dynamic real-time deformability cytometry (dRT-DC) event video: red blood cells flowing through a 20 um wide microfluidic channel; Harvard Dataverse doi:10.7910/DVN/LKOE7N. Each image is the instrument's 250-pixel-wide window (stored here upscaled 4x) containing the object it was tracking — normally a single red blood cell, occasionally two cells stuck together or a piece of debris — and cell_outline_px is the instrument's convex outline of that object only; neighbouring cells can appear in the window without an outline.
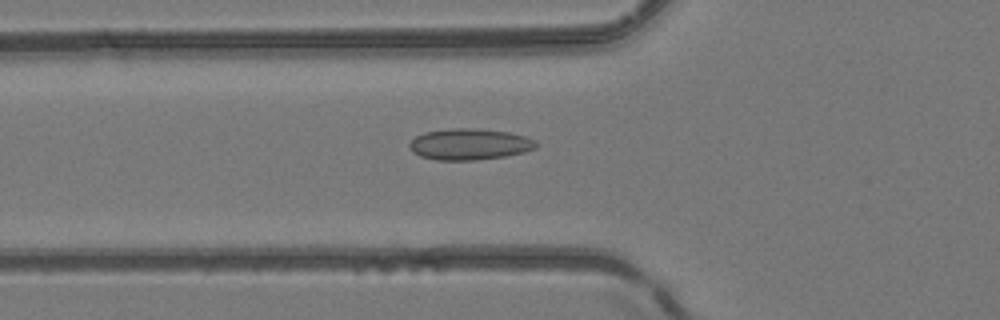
{"species": "common noctule bat (a hibernating species)", "species_latin": "Nyctalus noctula", "temperature_condition": "room temperature", "stored_images_in_passage": 46, "camera_frame_rate_fps": 3000, "um_per_image_px": 0.085, "animal": {"sex": "female", "body_mass_g": 24.6, "forearm_length_mm": 56.2}, "frame": {"image": 1, "passage_image": 14, "time_ms": 4.333, "image_size_px": [1000, 320], "cell_outline_px": [[536, 148], [524, 152], [504, 156], [476, 160], [436, 160], [420, 156], [412, 152], [408, 144], [416, 136], [424, 132], [448, 128], [476, 128], [508, 132], [524, 136], [536, 140]], "centroid_in_image_um": [39.88, 12.25], "position_along_channel_um": 85.9, "area_um2": 23.12}}
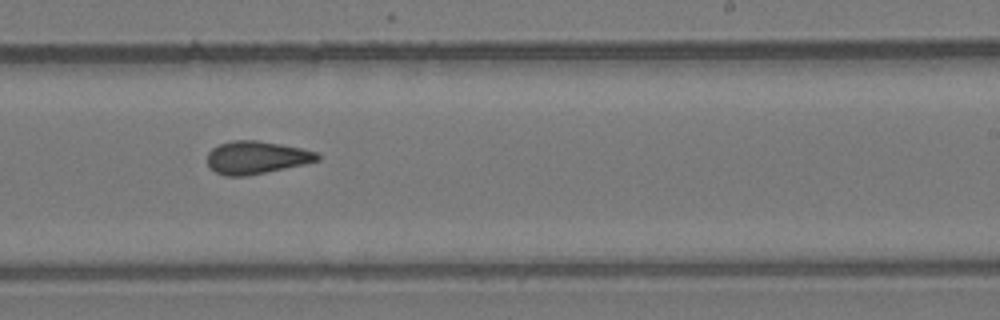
{"frame": {"image": 2, "passage_image": 27, "time_ms": 8.667, "image_size_px": [1000, 320], "cell_outline_px": [[320, 160], [304, 164], [248, 176], [224, 176], [216, 172], [208, 164], [208, 152], [212, 148], [220, 144], [232, 140], [256, 140], [280, 144], [300, 148], [316, 152], [320, 156]], "centroid_in_image_um": [21.79, 13.39], "position_along_channel_um": 267.2, "area_um2": 20.92}}
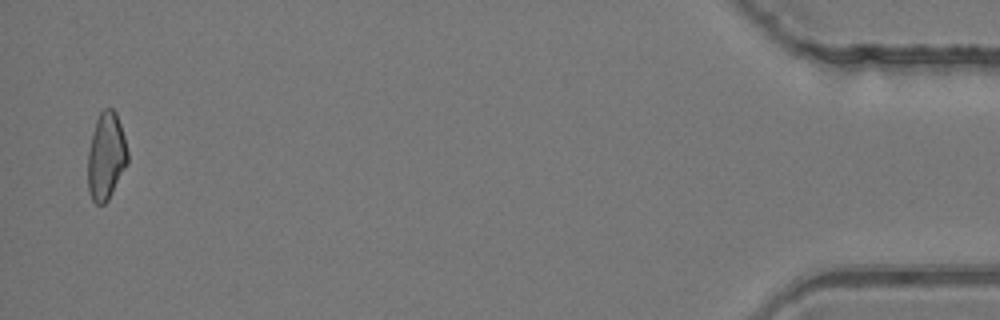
{"frame": {"image": 3, "passage_image": 45, "time_ms": 14.667, "image_size_px": [1000, 320], "cell_outline_px": [[128, 164], [108, 200], [104, 204], [96, 204], [92, 200], [88, 192], [88, 152], [92, 132], [96, 120], [100, 112], [104, 108], [112, 108], [116, 112], [124, 136], [128, 152]], "centroid_in_image_um": [9.02, 13.29], "position_along_channel_um": 426.2, "area_um2": 20.4}, "authors_computed_cell_mechanics": {"area_um2": 20.9236, "velocity_mm_per_s": 4.1644, "shape_relaxation_time_tau1_ms": null, "shape_relaxation_time_tau2_ms": 2.6292, "deformation_change_tau1": null, "deformation_change_tau2": 0.0844}}